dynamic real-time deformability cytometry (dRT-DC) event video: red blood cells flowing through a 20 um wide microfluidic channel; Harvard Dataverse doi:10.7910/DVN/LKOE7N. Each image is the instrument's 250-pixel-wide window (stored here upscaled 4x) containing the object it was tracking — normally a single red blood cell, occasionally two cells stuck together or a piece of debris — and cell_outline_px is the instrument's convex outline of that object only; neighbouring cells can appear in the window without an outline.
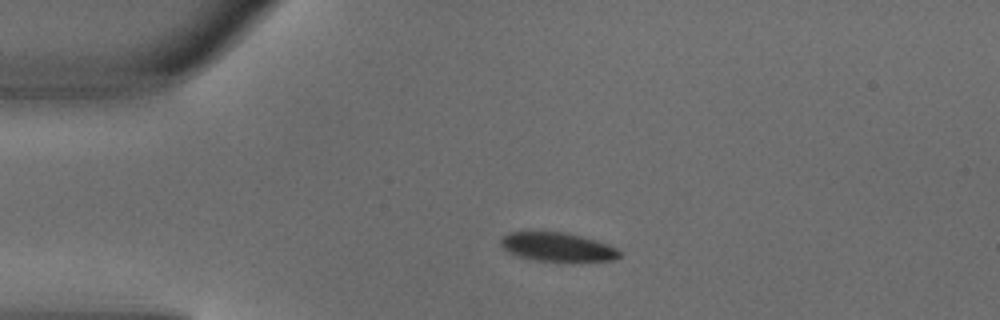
{"species": "common noctule bat (a hibernating species)", "species_latin": "Nyctalus noctula", "temperature_condition": "warm", "stored_images_in_passage": 5, "camera_frame_rate_fps": 3000, "um_per_image_px": 0.085, "animal": {"sex": "male", "body_mass_g": 18.8}, "frame": {"image": 1, "passage_image": 2, "time_ms": 0.333, "image_size_px": [1000, 320], "cell_outline_px": [[620, 256], [616, 260], [572, 264], [536, 260], [520, 256], [504, 248], [500, 244], [500, 240], [508, 232], [564, 232], [596, 240], [608, 244], [616, 248], [620, 252]], "centroid_in_image_um": [47.48, 21.04], "position_along_channel_um": 37.5, "area_um2": 20.46}}
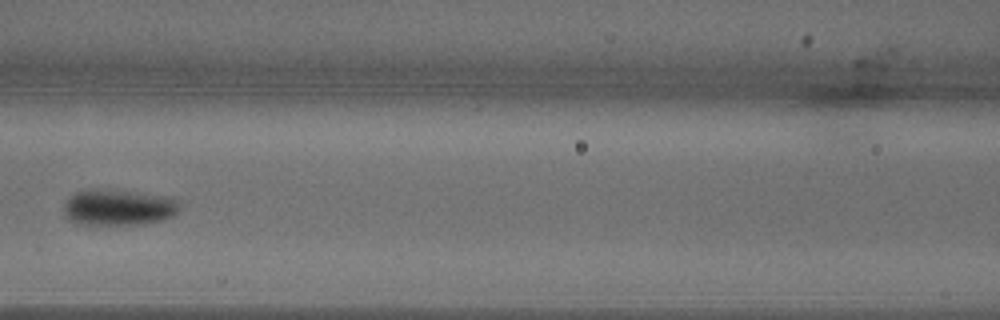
{"frame": {"image": 2, "passage_image": 5, "time_ms": 1.333, "image_size_px": [1000, 320], "cell_outline_px": [[180, 208], [172, 216], [164, 220], [140, 224], [76, 224], [68, 220], [64, 216], [64, 204], [76, 192], [88, 188], [100, 188], [164, 196], [180, 200]], "centroid_in_image_um": [10.05, 17.63], "position_along_channel_um": 156.6, "area_um2": 24.45}}